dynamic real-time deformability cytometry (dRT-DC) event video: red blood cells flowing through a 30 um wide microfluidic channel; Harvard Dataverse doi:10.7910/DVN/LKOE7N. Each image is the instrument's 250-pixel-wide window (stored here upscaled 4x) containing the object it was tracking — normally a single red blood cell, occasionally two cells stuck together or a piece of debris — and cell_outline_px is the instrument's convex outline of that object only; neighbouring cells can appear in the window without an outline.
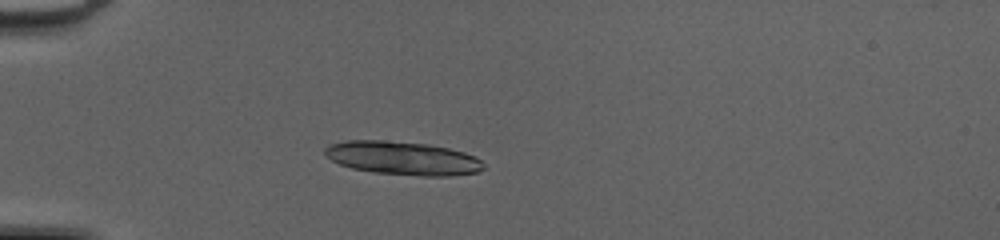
{"species": "common noctule bat (a hibernating species)", "species_latin": "Nyctalus noctula", "temperature_condition": "cold", "stored_images_in_passage": 35, "camera_frame_rate_fps": 3000, "um_per_image_px": 0.085, "animal": {"sex": "female", "body_mass_g": 20.0, "forearm_length_mm": 54.0}, "frame": {"image": 1, "passage_image": 4, "time_ms": 1.0, "image_size_px": [1000, 240], "cell_outline_px": [[484, 168], [476, 172], [452, 176], [424, 176], [372, 172], [352, 168], [340, 164], [324, 156], [324, 148], [328, 144], [344, 140], [384, 140], [428, 144], [448, 148], [464, 152], [476, 156], [484, 164]], "centroid_in_image_um": [34.2, 13.43], "position_along_channel_um": 50.8, "area_um2": 31.15}}